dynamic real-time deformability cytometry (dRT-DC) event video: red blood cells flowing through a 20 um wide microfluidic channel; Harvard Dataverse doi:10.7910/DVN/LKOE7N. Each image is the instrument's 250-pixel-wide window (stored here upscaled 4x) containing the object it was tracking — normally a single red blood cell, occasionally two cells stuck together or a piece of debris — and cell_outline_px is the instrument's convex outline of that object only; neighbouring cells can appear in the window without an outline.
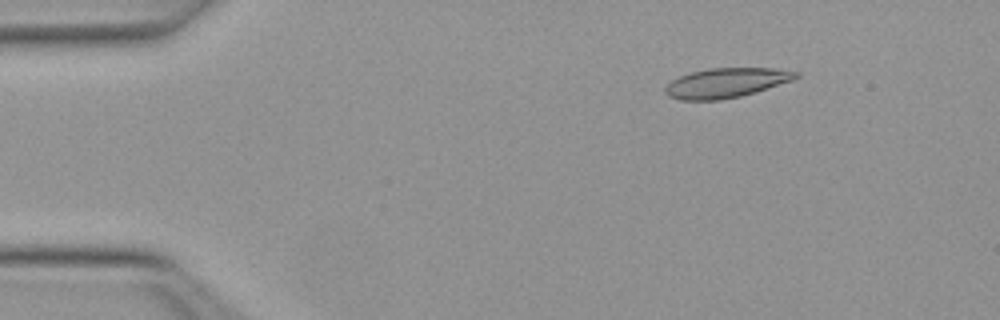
{"species": "Egyptian fruit bat (a non-hibernating species)", "species_latin": "Rousettus aegyptiacus", "temperature_condition": "warm", "stored_images_in_passage": 51, "camera_frame_rate_fps": 3000, "um_per_image_px": 0.085, "animal": {"sex": "female"}, "frame": {"image": 1, "passage_image": 7, "time_ms": 2.0, "image_size_px": [1000, 320], "cell_outline_px": [[800, 76], [792, 80], [740, 96], [720, 100], [680, 100], [668, 96], [664, 92], [664, 88], [672, 80], [680, 76], [692, 72], [708, 68], [772, 68], [800, 72]], "centroid_in_image_um": [61.69, 7.04], "position_along_channel_um": 23.3, "area_um2": 22.37}}
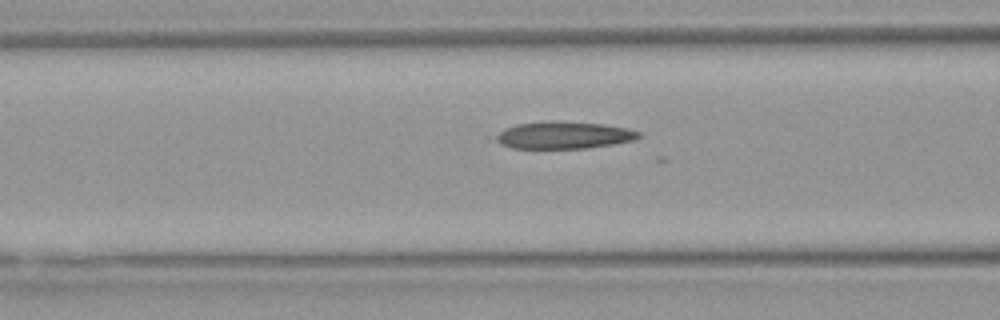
{"frame": {"image": 2, "passage_image": 20, "time_ms": 6.333, "image_size_px": [1000, 320], "cell_outline_px": [[640, 136], [636, 140], [588, 148], [512, 148], [500, 144], [496, 140], [496, 136], [504, 128], [516, 124], [548, 120], [556, 120], [604, 124], [628, 128], [640, 132]], "centroid_in_image_um": [47.93, 11.47], "position_along_channel_um": 118.7, "area_um2": 22.83}}
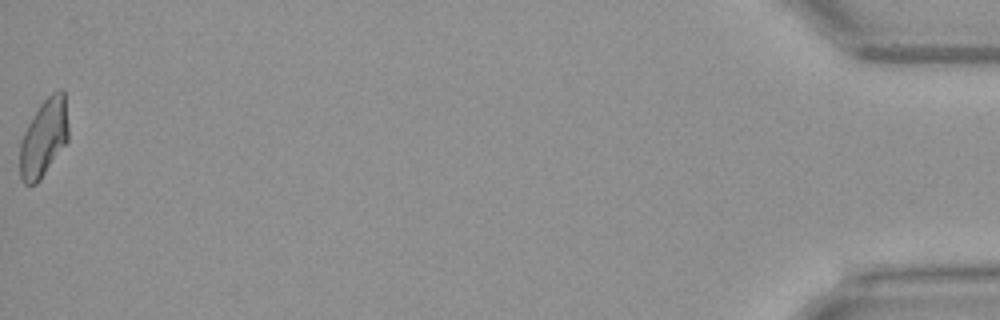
{"frame": {"image": 3, "passage_image": 51, "time_ms": 16.667, "image_size_px": [1000, 320], "cell_outline_px": [[68, 140], [40, 180], [36, 184], [24, 184], [20, 176], [20, 140], [28, 124], [40, 104], [52, 92], [60, 88], [64, 92], [68, 124]], "centroid_in_image_um": [3.72, 11.71], "position_along_channel_um": 431.5, "area_um2": 21.85}}